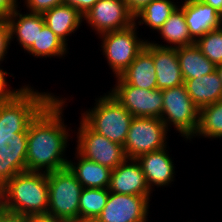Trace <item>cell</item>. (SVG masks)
I'll use <instances>...</instances> for the list:
<instances>
[{
    "instance_id": "cell-16",
    "label": "cell",
    "mask_w": 222,
    "mask_h": 222,
    "mask_svg": "<svg viewBox=\"0 0 222 222\" xmlns=\"http://www.w3.org/2000/svg\"><path fill=\"white\" fill-rule=\"evenodd\" d=\"M116 78V84H129L146 90L157 89L156 69L153 61V50L146 44L129 65V67Z\"/></svg>"
},
{
    "instance_id": "cell-38",
    "label": "cell",
    "mask_w": 222,
    "mask_h": 222,
    "mask_svg": "<svg viewBox=\"0 0 222 222\" xmlns=\"http://www.w3.org/2000/svg\"><path fill=\"white\" fill-rule=\"evenodd\" d=\"M3 209L2 182L0 179V211Z\"/></svg>"
},
{
    "instance_id": "cell-24",
    "label": "cell",
    "mask_w": 222,
    "mask_h": 222,
    "mask_svg": "<svg viewBox=\"0 0 222 222\" xmlns=\"http://www.w3.org/2000/svg\"><path fill=\"white\" fill-rule=\"evenodd\" d=\"M178 6L174 0H152L134 16V23L157 32Z\"/></svg>"
},
{
    "instance_id": "cell-30",
    "label": "cell",
    "mask_w": 222,
    "mask_h": 222,
    "mask_svg": "<svg viewBox=\"0 0 222 222\" xmlns=\"http://www.w3.org/2000/svg\"><path fill=\"white\" fill-rule=\"evenodd\" d=\"M11 43L10 29L6 19H0V66L8 53Z\"/></svg>"
},
{
    "instance_id": "cell-15",
    "label": "cell",
    "mask_w": 222,
    "mask_h": 222,
    "mask_svg": "<svg viewBox=\"0 0 222 222\" xmlns=\"http://www.w3.org/2000/svg\"><path fill=\"white\" fill-rule=\"evenodd\" d=\"M153 50V61L156 69L157 89L163 90L184 84L181 68L177 58V49L156 46L146 43Z\"/></svg>"
},
{
    "instance_id": "cell-33",
    "label": "cell",
    "mask_w": 222,
    "mask_h": 222,
    "mask_svg": "<svg viewBox=\"0 0 222 222\" xmlns=\"http://www.w3.org/2000/svg\"><path fill=\"white\" fill-rule=\"evenodd\" d=\"M0 222H29V217L2 209L0 211Z\"/></svg>"
},
{
    "instance_id": "cell-4",
    "label": "cell",
    "mask_w": 222,
    "mask_h": 222,
    "mask_svg": "<svg viewBox=\"0 0 222 222\" xmlns=\"http://www.w3.org/2000/svg\"><path fill=\"white\" fill-rule=\"evenodd\" d=\"M48 211L50 215L67 222H79V198L83 187L70 169L47 173Z\"/></svg>"
},
{
    "instance_id": "cell-7",
    "label": "cell",
    "mask_w": 222,
    "mask_h": 222,
    "mask_svg": "<svg viewBox=\"0 0 222 222\" xmlns=\"http://www.w3.org/2000/svg\"><path fill=\"white\" fill-rule=\"evenodd\" d=\"M168 130L160 118L133 117L123 145L127 158L139 156L167 147Z\"/></svg>"
},
{
    "instance_id": "cell-6",
    "label": "cell",
    "mask_w": 222,
    "mask_h": 222,
    "mask_svg": "<svg viewBox=\"0 0 222 222\" xmlns=\"http://www.w3.org/2000/svg\"><path fill=\"white\" fill-rule=\"evenodd\" d=\"M138 26H132L118 31H110L99 35L102 53L107 59L115 77L120 76L134 61L136 56L145 49L148 39H140Z\"/></svg>"
},
{
    "instance_id": "cell-32",
    "label": "cell",
    "mask_w": 222,
    "mask_h": 222,
    "mask_svg": "<svg viewBox=\"0 0 222 222\" xmlns=\"http://www.w3.org/2000/svg\"><path fill=\"white\" fill-rule=\"evenodd\" d=\"M19 4L18 0H0V19H6Z\"/></svg>"
},
{
    "instance_id": "cell-39",
    "label": "cell",
    "mask_w": 222,
    "mask_h": 222,
    "mask_svg": "<svg viewBox=\"0 0 222 222\" xmlns=\"http://www.w3.org/2000/svg\"><path fill=\"white\" fill-rule=\"evenodd\" d=\"M216 72L218 73L219 78H220V80H221V82H222V64L216 66Z\"/></svg>"
},
{
    "instance_id": "cell-11",
    "label": "cell",
    "mask_w": 222,
    "mask_h": 222,
    "mask_svg": "<svg viewBox=\"0 0 222 222\" xmlns=\"http://www.w3.org/2000/svg\"><path fill=\"white\" fill-rule=\"evenodd\" d=\"M150 198L109 192L107 203L94 222H147Z\"/></svg>"
},
{
    "instance_id": "cell-25",
    "label": "cell",
    "mask_w": 222,
    "mask_h": 222,
    "mask_svg": "<svg viewBox=\"0 0 222 222\" xmlns=\"http://www.w3.org/2000/svg\"><path fill=\"white\" fill-rule=\"evenodd\" d=\"M108 188H83L79 198V222H94L105 207Z\"/></svg>"
},
{
    "instance_id": "cell-22",
    "label": "cell",
    "mask_w": 222,
    "mask_h": 222,
    "mask_svg": "<svg viewBox=\"0 0 222 222\" xmlns=\"http://www.w3.org/2000/svg\"><path fill=\"white\" fill-rule=\"evenodd\" d=\"M176 49L184 80L199 78L216 71V66L202 54L195 43L189 46L177 47Z\"/></svg>"
},
{
    "instance_id": "cell-18",
    "label": "cell",
    "mask_w": 222,
    "mask_h": 222,
    "mask_svg": "<svg viewBox=\"0 0 222 222\" xmlns=\"http://www.w3.org/2000/svg\"><path fill=\"white\" fill-rule=\"evenodd\" d=\"M8 74L10 73L0 67V125L23 109L39 93L29 84L21 86L20 89H8Z\"/></svg>"
},
{
    "instance_id": "cell-17",
    "label": "cell",
    "mask_w": 222,
    "mask_h": 222,
    "mask_svg": "<svg viewBox=\"0 0 222 222\" xmlns=\"http://www.w3.org/2000/svg\"><path fill=\"white\" fill-rule=\"evenodd\" d=\"M9 29L11 41L16 38L18 44L27 51L37 40L38 33L41 32L45 21L42 14L28 13L22 14L18 8H16L6 18Z\"/></svg>"
},
{
    "instance_id": "cell-36",
    "label": "cell",
    "mask_w": 222,
    "mask_h": 222,
    "mask_svg": "<svg viewBox=\"0 0 222 222\" xmlns=\"http://www.w3.org/2000/svg\"><path fill=\"white\" fill-rule=\"evenodd\" d=\"M6 158V145H5V137L0 125V166L2 161Z\"/></svg>"
},
{
    "instance_id": "cell-26",
    "label": "cell",
    "mask_w": 222,
    "mask_h": 222,
    "mask_svg": "<svg viewBox=\"0 0 222 222\" xmlns=\"http://www.w3.org/2000/svg\"><path fill=\"white\" fill-rule=\"evenodd\" d=\"M36 58L59 57L67 55L68 44L61 40L55 33L45 24L38 33L37 40L26 51Z\"/></svg>"
},
{
    "instance_id": "cell-37",
    "label": "cell",
    "mask_w": 222,
    "mask_h": 222,
    "mask_svg": "<svg viewBox=\"0 0 222 222\" xmlns=\"http://www.w3.org/2000/svg\"><path fill=\"white\" fill-rule=\"evenodd\" d=\"M206 4L212 6L216 11L222 15V0H202Z\"/></svg>"
},
{
    "instance_id": "cell-27",
    "label": "cell",
    "mask_w": 222,
    "mask_h": 222,
    "mask_svg": "<svg viewBox=\"0 0 222 222\" xmlns=\"http://www.w3.org/2000/svg\"><path fill=\"white\" fill-rule=\"evenodd\" d=\"M222 138V99L199 109V125L194 137Z\"/></svg>"
},
{
    "instance_id": "cell-12",
    "label": "cell",
    "mask_w": 222,
    "mask_h": 222,
    "mask_svg": "<svg viewBox=\"0 0 222 222\" xmlns=\"http://www.w3.org/2000/svg\"><path fill=\"white\" fill-rule=\"evenodd\" d=\"M110 192L151 196L153 193L147 185L145 175L136 159L126 158L114 170H111Z\"/></svg>"
},
{
    "instance_id": "cell-8",
    "label": "cell",
    "mask_w": 222,
    "mask_h": 222,
    "mask_svg": "<svg viewBox=\"0 0 222 222\" xmlns=\"http://www.w3.org/2000/svg\"><path fill=\"white\" fill-rule=\"evenodd\" d=\"M76 150L84 158L114 170L127 157L123 146L93 131L82 119L77 130Z\"/></svg>"
},
{
    "instance_id": "cell-29",
    "label": "cell",
    "mask_w": 222,
    "mask_h": 222,
    "mask_svg": "<svg viewBox=\"0 0 222 222\" xmlns=\"http://www.w3.org/2000/svg\"><path fill=\"white\" fill-rule=\"evenodd\" d=\"M27 11L30 13L43 14L55 6L64 4V0H23Z\"/></svg>"
},
{
    "instance_id": "cell-35",
    "label": "cell",
    "mask_w": 222,
    "mask_h": 222,
    "mask_svg": "<svg viewBox=\"0 0 222 222\" xmlns=\"http://www.w3.org/2000/svg\"><path fill=\"white\" fill-rule=\"evenodd\" d=\"M29 222H67V221L54 218L50 215H40V216L29 217Z\"/></svg>"
},
{
    "instance_id": "cell-20",
    "label": "cell",
    "mask_w": 222,
    "mask_h": 222,
    "mask_svg": "<svg viewBox=\"0 0 222 222\" xmlns=\"http://www.w3.org/2000/svg\"><path fill=\"white\" fill-rule=\"evenodd\" d=\"M74 158L78 162L69 160L67 167L76 176L83 188L109 187L111 169L84 158L77 151Z\"/></svg>"
},
{
    "instance_id": "cell-13",
    "label": "cell",
    "mask_w": 222,
    "mask_h": 222,
    "mask_svg": "<svg viewBox=\"0 0 222 222\" xmlns=\"http://www.w3.org/2000/svg\"><path fill=\"white\" fill-rule=\"evenodd\" d=\"M179 6L184 11L191 38L196 42L209 31L222 27V15L202 0H184Z\"/></svg>"
},
{
    "instance_id": "cell-10",
    "label": "cell",
    "mask_w": 222,
    "mask_h": 222,
    "mask_svg": "<svg viewBox=\"0 0 222 222\" xmlns=\"http://www.w3.org/2000/svg\"><path fill=\"white\" fill-rule=\"evenodd\" d=\"M84 20L98 36L110 31H118L132 26L134 15L125 0H98L85 14Z\"/></svg>"
},
{
    "instance_id": "cell-19",
    "label": "cell",
    "mask_w": 222,
    "mask_h": 222,
    "mask_svg": "<svg viewBox=\"0 0 222 222\" xmlns=\"http://www.w3.org/2000/svg\"><path fill=\"white\" fill-rule=\"evenodd\" d=\"M45 24L66 44L70 34L82 25L84 16L75 8L62 4L42 14Z\"/></svg>"
},
{
    "instance_id": "cell-2",
    "label": "cell",
    "mask_w": 222,
    "mask_h": 222,
    "mask_svg": "<svg viewBox=\"0 0 222 222\" xmlns=\"http://www.w3.org/2000/svg\"><path fill=\"white\" fill-rule=\"evenodd\" d=\"M0 179L4 210L28 217L47 215V173L22 170L5 158Z\"/></svg>"
},
{
    "instance_id": "cell-23",
    "label": "cell",
    "mask_w": 222,
    "mask_h": 222,
    "mask_svg": "<svg viewBox=\"0 0 222 222\" xmlns=\"http://www.w3.org/2000/svg\"><path fill=\"white\" fill-rule=\"evenodd\" d=\"M157 32L168 45L154 43L156 41H150L156 46L177 48L181 46H189L195 43L189 34L184 17V11L180 6L175 9Z\"/></svg>"
},
{
    "instance_id": "cell-14",
    "label": "cell",
    "mask_w": 222,
    "mask_h": 222,
    "mask_svg": "<svg viewBox=\"0 0 222 222\" xmlns=\"http://www.w3.org/2000/svg\"><path fill=\"white\" fill-rule=\"evenodd\" d=\"M167 147L149 152L139 156L136 160L139 162L148 187L153 191L154 186L167 187L174 182L175 166L172 157L167 153Z\"/></svg>"
},
{
    "instance_id": "cell-5",
    "label": "cell",
    "mask_w": 222,
    "mask_h": 222,
    "mask_svg": "<svg viewBox=\"0 0 222 222\" xmlns=\"http://www.w3.org/2000/svg\"><path fill=\"white\" fill-rule=\"evenodd\" d=\"M163 106L161 120L170 132V127L186 141L192 139L199 125V109L193 103L184 84L162 90Z\"/></svg>"
},
{
    "instance_id": "cell-1",
    "label": "cell",
    "mask_w": 222,
    "mask_h": 222,
    "mask_svg": "<svg viewBox=\"0 0 222 222\" xmlns=\"http://www.w3.org/2000/svg\"><path fill=\"white\" fill-rule=\"evenodd\" d=\"M66 100L50 92H39L1 124L6 158L17 168L42 173L67 168L65 151L71 135L62 117Z\"/></svg>"
},
{
    "instance_id": "cell-34",
    "label": "cell",
    "mask_w": 222,
    "mask_h": 222,
    "mask_svg": "<svg viewBox=\"0 0 222 222\" xmlns=\"http://www.w3.org/2000/svg\"><path fill=\"white\" fill-rule=\"evenodd\" d=\"M130 12L135 16L142 8L152 0H125Z\"/></svg>"
},
{
    "instance_id": "cell-28",
    "label": "cell",
    "mask_w": 222,
    "mask_h": 222,
    "mask_svg": "<svg viewBox=\"0 0 222 222\" xmlns=\"http://www.w3.org/2000/svg\"><path fill=\"white\" fill-rule=\"evenodd\" d=\"M195 44L215 66L222 64V27L209 31L199 38Z\"/></svg>"
},
{
    "instance_id": "cell-21",
    "label": "cell",
    "mask_w": 222,
    "mask_h": 222,
    "mask_svg": "<svg viewBox=\"0 0 222 222\" xmlns=\"http://www.w3.org/2000/svg\"><path fill=\"white\" fill-rule=\"evenodd\" d=\"M184 85L198 109L222 99V82L216 71L199 78L184 80Z\"/></svg>"
},
{
    "instance_id": "cell-9",
    "label": "cell",
    "mask_w": 222,
    "mask_h": 222,
    "mask_svg": "<svg viewBox=\"0 0 222 222\" xmlns=\"http://www.w3.org/2000/svg\"><path fill=\"white\" fill-rule=\"evenodd\" d=\"M113 86L109 92L133 117L161 118L162 90H146L129 84Z\"/></svg>"
},
{
    "instance_id": "cell-3",
    "label": "cell",
    "mask_w": 222,
    "mask_h": 222,
    "mask_svg": "<svg viewBox=\"0 0 222 222\" xmlns=\"http://www.w3.org/2000/svg\"><path fill=\"white\" fill-rule=\"evenodd\" d=\"M99 97L95 99L96 105L92 109L81 114V119L93 131L123 146L133 116L109 91Z\"/></svg>"
},
{
    "instance_id": "cell-31",
    "label": "cell",
    "mask_w": 222,
    "mask_h": 222,
    "mask_svg": "<svg viewBox=\"0 0 222 222\" xmlns=\"http://www.w3.org/2000/svg\"><path fill=\"white\" fill-rule=\"evenodd\" d=\"M98 0H64V4L75 7L82 15H85Z\"/></svg>"
}]
</instances>
